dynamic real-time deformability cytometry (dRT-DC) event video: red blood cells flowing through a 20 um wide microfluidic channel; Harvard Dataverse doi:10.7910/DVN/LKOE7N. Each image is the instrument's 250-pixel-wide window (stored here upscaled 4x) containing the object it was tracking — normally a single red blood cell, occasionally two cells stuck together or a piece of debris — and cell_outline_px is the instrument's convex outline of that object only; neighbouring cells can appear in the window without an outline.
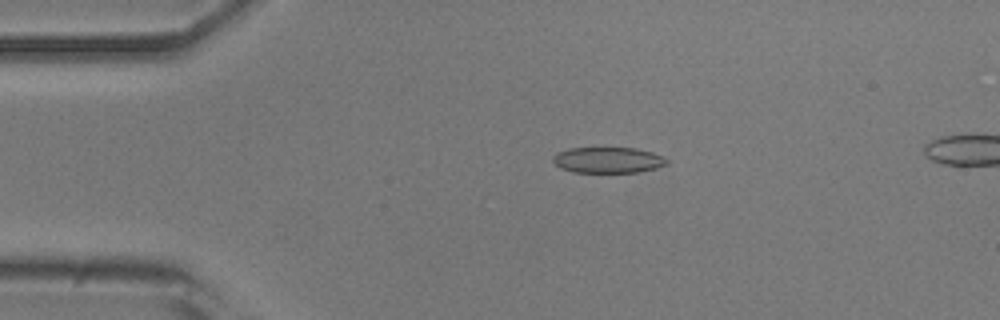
{"species": "common noctule bat (a hibernating species)", "species_latin": "Nyctalus noctula", "temperature_condition": "room temperature", "stored_images_in_passage": 6, "camera_frame_rate_fps": 3000, "um_per_image_px": 0.085, "animal": {"sex": "male", "body_mass_g": 20.5, "forearm_length_mm": 52.5}, "frame": {"image": 1, "passage_image": 6, "time_ms": 1.667, "image_size_px": [1000, 320], "cell_outline_px": [[668, 164], [656, 168], [636, 172], [572, 172], [560, 168], [552, 160], [552, 156], [568, 148], [636, 148], [652, 152], [664, 156], [668, 160]], "centroid_in_image_um": [51.7, 13.6], "position_along_channel_um": 33.3, "area_um2": 17.17}}